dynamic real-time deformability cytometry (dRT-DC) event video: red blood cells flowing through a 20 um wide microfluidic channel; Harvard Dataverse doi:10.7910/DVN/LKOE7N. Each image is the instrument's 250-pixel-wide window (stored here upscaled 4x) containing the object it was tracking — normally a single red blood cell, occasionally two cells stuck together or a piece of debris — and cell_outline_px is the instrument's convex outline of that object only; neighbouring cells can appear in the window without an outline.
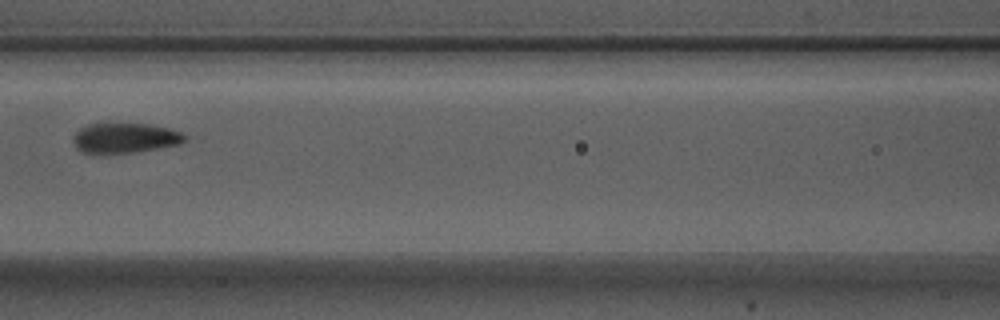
{"species": "Egyptian fruit bat (a non-hibernating species)", "species_latin": "Rousettus aegyptiacus", "temperature_condition": "warm", "stored_images_in_passage": 7, "camera_frame_rate_fps": 3000, "um_per_image_px": 0.085, "animal": {"sex": "male"}, "frame": {"image": 1, "passage_image": 7, "time_ms": 2.0, "image_size_px": [1000, 320], "cell_outline_px": [[184, 140], [180, 144], [136, 152], [80, 152], [76, 148], [72, 140], [72, 136], [80, 128], [88, 124], [148, 124], [168, 128], [180, 132], [184, 136]], "centroid_in_image_um": [10.58, 11.72], "position_along_channel_um": 156.0, "area_um2": 19.13}}